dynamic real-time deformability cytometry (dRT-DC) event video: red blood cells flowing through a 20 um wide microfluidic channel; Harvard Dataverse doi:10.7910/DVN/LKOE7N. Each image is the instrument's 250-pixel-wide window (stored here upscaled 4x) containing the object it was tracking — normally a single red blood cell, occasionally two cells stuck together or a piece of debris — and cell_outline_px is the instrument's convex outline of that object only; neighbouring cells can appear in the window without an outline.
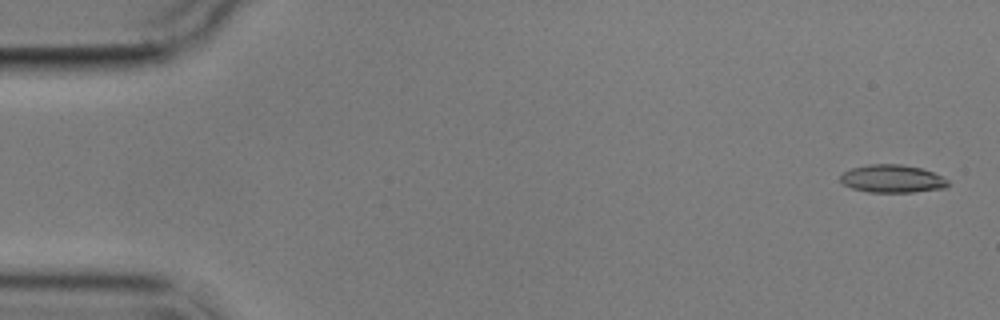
{"species": "common noctule bat (a hibernating species)", "species_latin": "Nyctalus noctula", "temperature_condition": "cold", "stored_images_in_passage": 4, "camera_frame_rate_fps": 3000, "um_per_image_px": 0.085, "animal": {"sex": "male", "body_mass_g": 17.9}, "frame": {"image": 1, "passage_image": 1, "time_ms": 0.0, "image_size_px": [1000, 320], "cell_outline_px": [[948, 184], [944, 188], [912, 192], [868, 192], [852, 188], [844, 184], [840, 180], [840, 176], [844, 172], [852, 168], [868, 164], [900, 164], [920, 168], [932, 172], [948, 180]], "centroid_in_image_um": [75.82, 15.19], "position_along_channel_um": 9.2, "area_um2": 17.28}}